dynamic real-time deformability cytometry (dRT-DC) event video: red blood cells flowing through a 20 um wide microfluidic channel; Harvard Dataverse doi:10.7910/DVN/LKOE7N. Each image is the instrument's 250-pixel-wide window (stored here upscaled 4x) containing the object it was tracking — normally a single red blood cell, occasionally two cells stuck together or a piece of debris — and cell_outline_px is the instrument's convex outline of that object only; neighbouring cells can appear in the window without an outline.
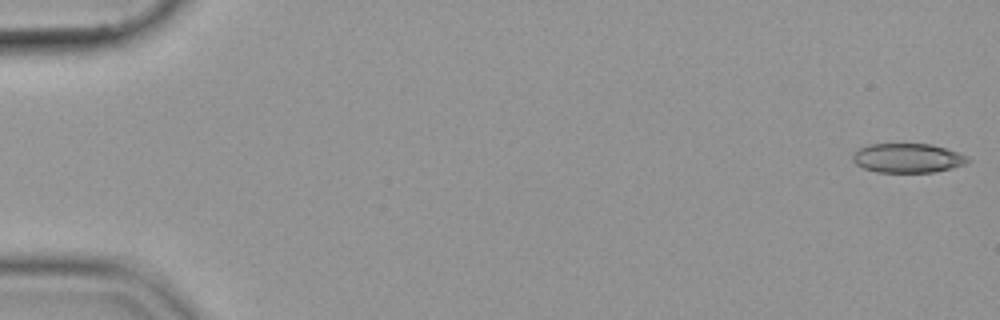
{"species": "common noctule bat (a hibernating species)", "species_latin": "Nyctalus noctula", "temperature_condition": "cold", "stored_images_in_passage": 55, "camera_frame_rate_fps": 3000, "um_per_image_px": 0.085, "animal": {"sex": "female", "body_mass_g": 19.9}, "frame": {"image": 1, "passage_image": 1, "time_ms": 0.0, "image_size_px": [1000, 320], "cell_outline_px": [[972, 160], [964, 164], [952, 168], [932, 172], [876, 172], [864, 168], [856, 164], [852, 160], [852, 156], [860, 148], [868, 144], [932, 144], [968, 156]], "centroid_in_image_um": [77.15, 13.44], "position_along_channel_um": 7.8, "area_um2": 19.54}}
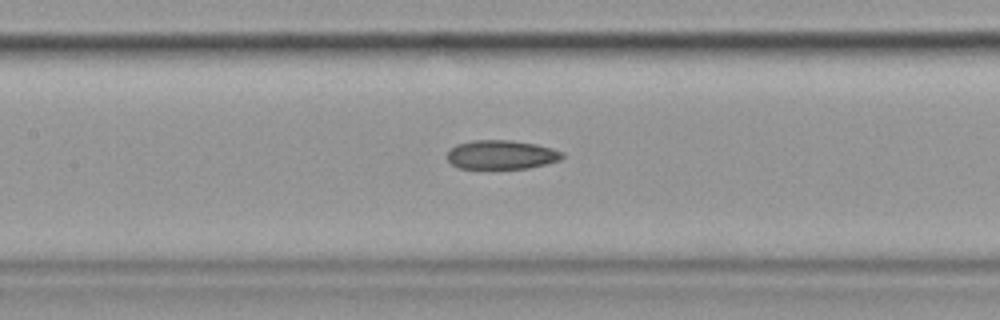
{"frame": {"image": 2, "passage_image": 26, "time_ms": 8.333, "image_size_px": [1000, 320], "cell_outline_px": [[564, 156], [560, 160], [528, 168], [460, 168], [452, 164], [448, 160], [448, 148], [456, 144], [472, 140], [512, 140], [536, 144], [552, 148], [564, 152]], "centroid_in_image_um": [42.61, 13.13], "position_along_channel_um": 164.8, "area_um2": 19.48}}
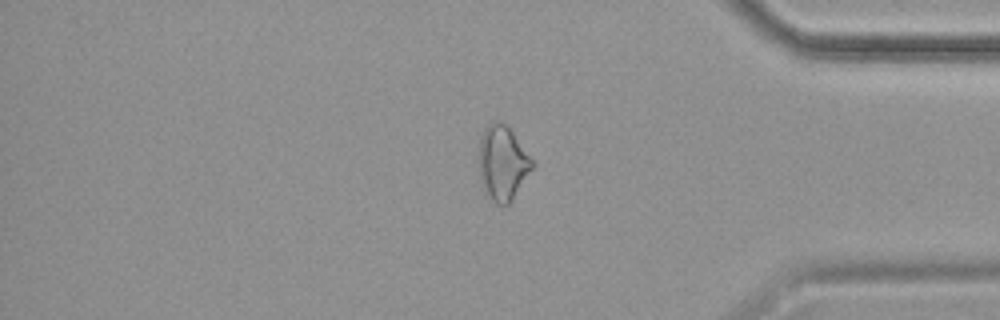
{"frame": {"image": 3, "passage_image": 46, "time_ms": 15.0, "image_size_px": [1000, 320], "cell_outline_px": [[536, 164], [512, 200], [508, 204], [496, 204], [492, 200], [480, 184], [480, 136], [484, 128], [492, 120], [500, 120], [512, 132], [536, 160]], "centroid_in_image_um": [42.76, 13.83], "position_along_channel_um": 392.4, "area_um2": 23.41}}